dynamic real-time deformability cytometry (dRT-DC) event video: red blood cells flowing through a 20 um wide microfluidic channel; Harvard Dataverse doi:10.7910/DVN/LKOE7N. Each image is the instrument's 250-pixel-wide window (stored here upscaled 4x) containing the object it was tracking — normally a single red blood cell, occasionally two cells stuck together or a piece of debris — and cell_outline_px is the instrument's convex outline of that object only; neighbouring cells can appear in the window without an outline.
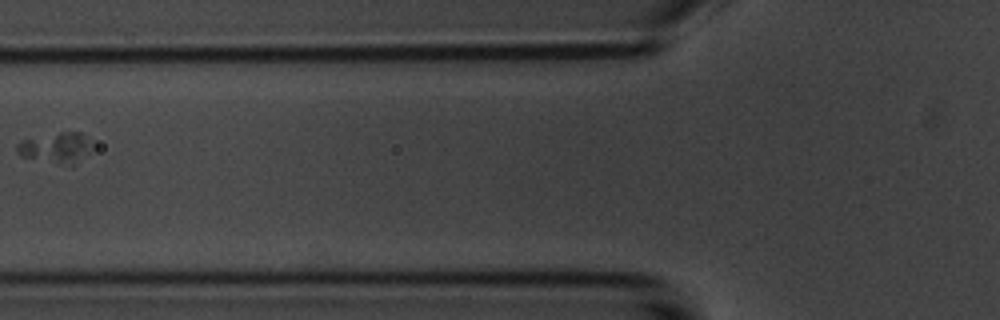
{"species": "common noctule bat (a hibernating species)", "species_latin": "Nyctalus noctula", "temperature_condition": "room temperature", "stored_images_in_passage": 3, "camera_frame_rate_fps": 3000, "um_per_image_px": 0.085, "animal": {"sex": "male", "body_mass_g": 20.1, "forearm_length_mm": 53.5}, "frame": {"image": 1, "passage_image": 2, "time_ms": 1.333, "image_size_px": [1000, 320], "cell_outline_px": [[92, 148], [72, 168], [24, 156], [16, 152], [16, 144], [24, 140], [60, 132], [80, 132], [92, 144]], "centroid_in_image_um": [4.8, 12.6], "position_along_channel_um": 121.0, "area_um2": 13.29}}
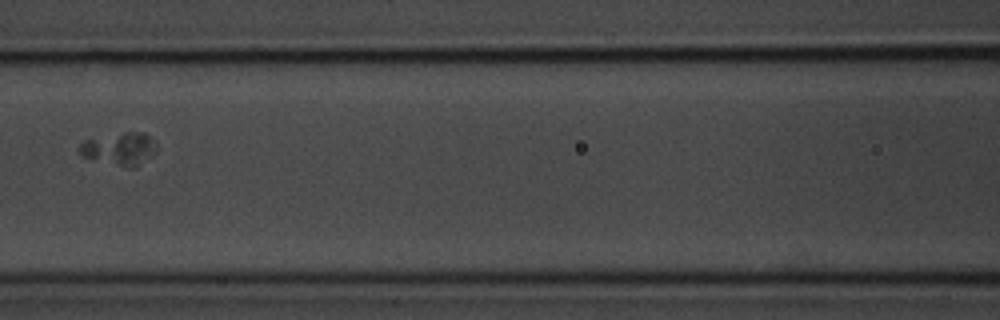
{"frame": {"image": 2, "passage_image": 3, "time_ms": 2.333, "image_size_px": [1000, 320], "cell_outline_px": [[156, 152], [152, 156], [136, 168], [132, 168], [80, 156], [76, 152], [76, 148], [84, 140], [124, 132], [144, 132], [156, 144]], "centroid_in_image_um": [10.14, 12.65], "position_along_channel_um": 156.5, "area_um2": 14.68}}